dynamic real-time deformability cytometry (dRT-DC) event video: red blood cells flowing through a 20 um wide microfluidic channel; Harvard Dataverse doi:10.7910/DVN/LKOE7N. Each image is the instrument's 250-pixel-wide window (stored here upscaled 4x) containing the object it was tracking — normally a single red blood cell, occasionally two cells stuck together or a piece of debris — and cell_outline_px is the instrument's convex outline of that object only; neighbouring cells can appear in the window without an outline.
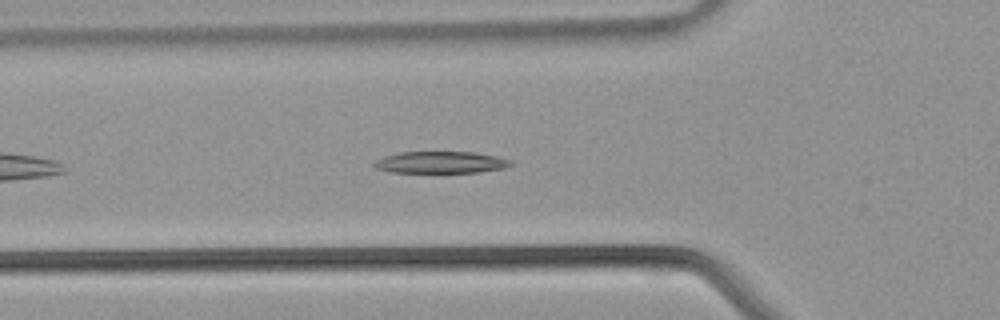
{"species": "common noctule bat (a hibernating species)", "species_latin": "Nyctalus noctula", "temperature_condition": "warm", "stored_images_in_passage": 31, "camera_frame_rate_fps": 3000, "um_per_image_px": 0.085, "animal": {"sex": "male", "body_mass_g": 21.5, "forearm_length_mm": 52.0}, "frame": {"image": 1, "passage_image": 5, "time_ms": 1.333, "image_size_px": [1000, 320], "cell_outline_px": [[512, 164], [504, 168], [480, 172], [388, 172], [376, 168], [372, 164], [376, 160], [384, 156], [400, 152], [476, 152], [496, 156], [512, 160]], "centroid_in_image_um": [37.46, 13.79], "position_along_channel_um": 88.3, "area_um2": 17.34}}
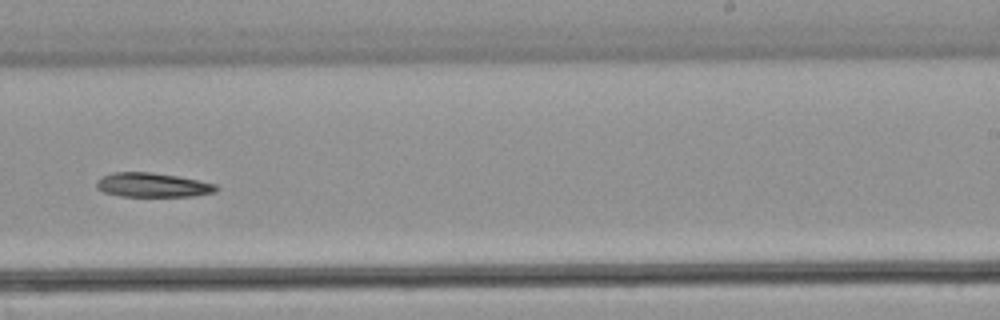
{"frame": {"image": 2, "passage_image": 16, "time_ms": 5.0, "image_size_px": [1000, 320], "cell_outline_px": [[220, 188], [216, 192], [192, 196], [120, 196], [104, 192], [96, 188], [96, 184], [104, 176], [112, 172], [148, 172], [176, 176], [216, 184]], "centroid_in_image_um": [12.99, 15.73], "position_along_channel_um": 276.0, "area_um2": 16.7}}
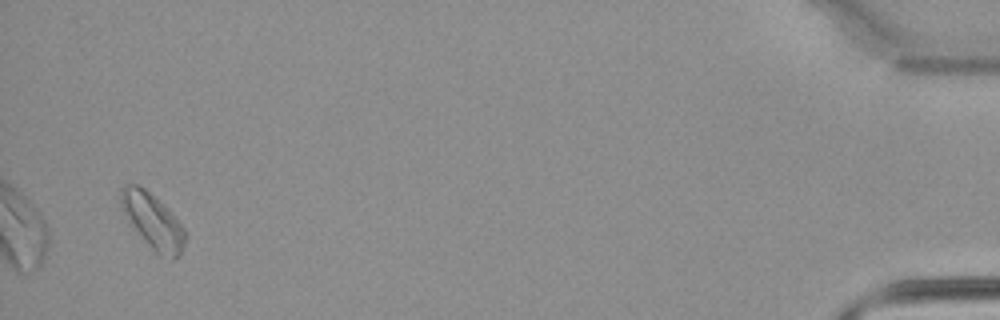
{"frame": {"image": 3, "passage_image": 30, "time_ms": 9.667, "image_size_px": [1000, 320], "cell_outline_px": [[188, 236], [180, 256], [172, 260], [156, 252], [148, 244], [128, 220], [120, 204], [120, 188], [124, 184], [136, 184], [144, 188], [164, 204], [168, 208], [188, 232]], "centroid_in_image_um": [13.03, 18.79], "position_along_channel_um": 422.2, "area_um2": 20.69}}